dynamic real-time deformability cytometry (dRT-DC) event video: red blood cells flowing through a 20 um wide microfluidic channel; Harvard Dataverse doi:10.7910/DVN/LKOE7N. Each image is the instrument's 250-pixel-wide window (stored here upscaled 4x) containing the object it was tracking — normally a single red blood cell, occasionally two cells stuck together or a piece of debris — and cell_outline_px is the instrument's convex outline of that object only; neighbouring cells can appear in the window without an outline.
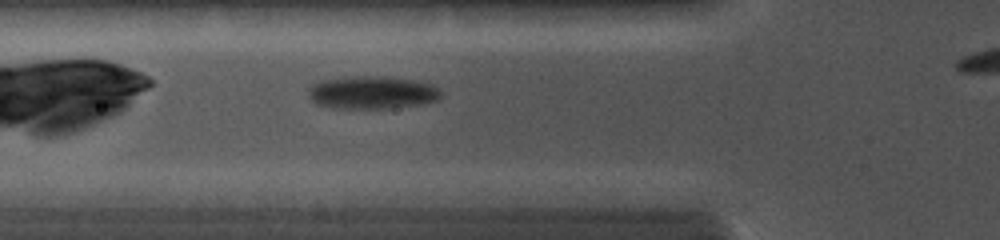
{"species": "common noctule bat (a hibernating species)", "species_latin": "Nyctalus noctula", "temperature_condition": "cold", "stored_images_in_passage": 2, "camera_frame_rate_fps": 5000, "um_per_image_px": 0.085, "animal": {"sex": "female", "body_mass_g": 19.0, "forearm_length_mm": 56.7}, "frame": {"image": 1, "passage_image": 2, "time_ms": 0.8, "image_size_px": [1000, 240], "cell_outline_px": [[440, 100], [420, 104], [388, 108], [328, 108], [316, 104], [308, 96], [308, 88], [312, 84], [320, 80], [344, 76], [392, 76], [416, 80], [432, 84], [440, 88]], "centroid_in_image_um": [31.61, 7.84], "position_along_channel_um": 94.2, "area_um2": 25.95}}